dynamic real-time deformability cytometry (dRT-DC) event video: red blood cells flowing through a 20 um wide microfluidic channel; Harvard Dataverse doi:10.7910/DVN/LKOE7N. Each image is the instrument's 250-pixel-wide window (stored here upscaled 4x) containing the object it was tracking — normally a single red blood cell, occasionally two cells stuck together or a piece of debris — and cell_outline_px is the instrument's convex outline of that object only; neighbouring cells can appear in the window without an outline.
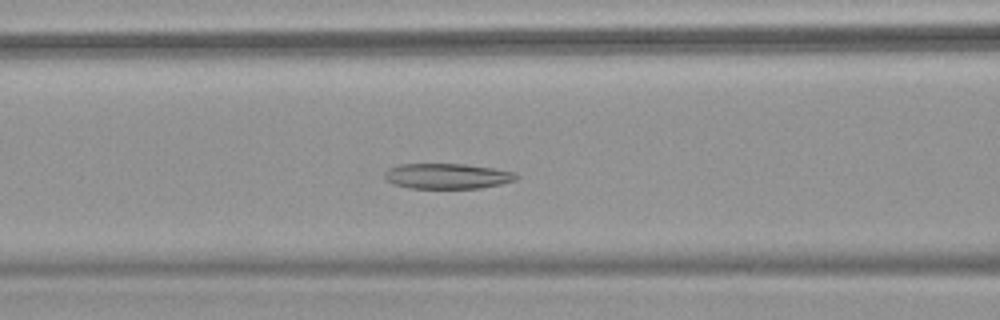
{"species": "common noctule bat (a hibernating species)", "species_latin": "Nyctalus noctula", "temperature_condition": "warm", "stored_images_in_passage": 52, "camera_frame_rate_fps": 3000, "um_per_image_px": 0.085, "animal": {"sex": "female", "body_mass_g": 18.4}, "frame": {"image": 1, "passage_image": 21, "time_ms": 6.667, "image_size_px": [1000, 320], "cell_outline_px": [[520, 176], [516, 180], [500, 184], [480, 188], [408, 188], [384, 180], [384, 172], [388, 168], [400, 164], [464, 164], [492, 168], [516, 172]], "centroid_in_image_um": [38.01, 14.97], "position_along_channel_um": 128.6, "area_um2": 19.54}}
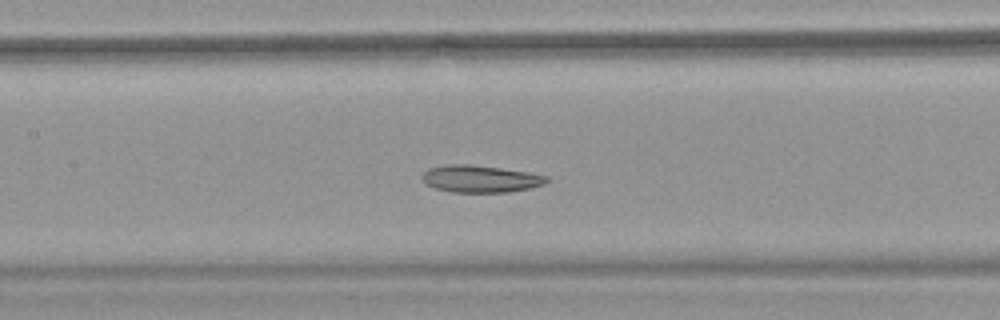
{"frame": {"image": 2, "passage_image": 24, "time_ms": 7.667, "image_size_px": [1000, 320], "cell_outline_px": [[552, 180], [544, 184], [528, 188], [508, 192], [452, 192], [436, 188], [424, 184], [420, 176], [428, 168], [448, 164], [468, 164], [500, 168], [528, 172], [548, 176]], "centroid_in_image_um": [40.82, 15.2], "position_along_channel_um": 166.6, "area_um2": 19.77}}
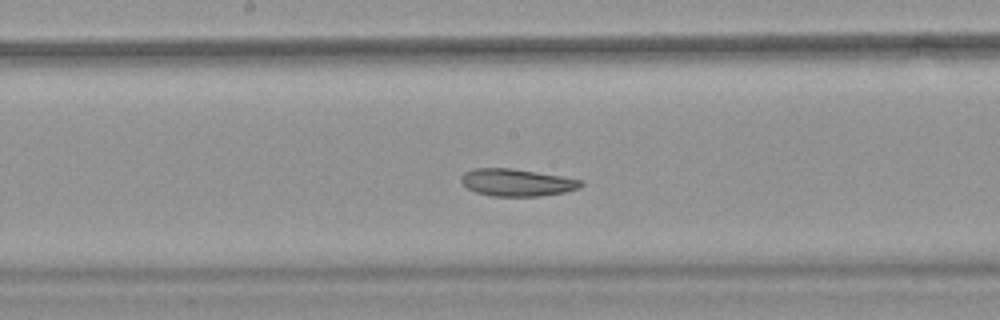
{"frame": {"image": 3, "passage_image": 27, "time_ms": 8.667, "image_size_px": [1000, 320], "cell_outline_px": [[584, 184], [580, 188], [564, 192], [540, 196], [492, 196], [476, 192], [468, 188], [460, 180], [460, 176], [464, 172], [472, 168], [512, 168], [584, 180]], "centroid_in_image_um": [43.93, 15.51], "position_along_channel_um": 204.3, "area_um2": 19.07}, "authors_computed_cell_mechanics": {"area_um2": 22.7154, "velocity_mm_per_s": 3.7928, "shape_relaxation_time_tau1_ms": null, "shape_relaxation_time_tau2_ms": 8.1868, "deformation_change_tau1": null, "deformation_change_tau2": 0.1473}}